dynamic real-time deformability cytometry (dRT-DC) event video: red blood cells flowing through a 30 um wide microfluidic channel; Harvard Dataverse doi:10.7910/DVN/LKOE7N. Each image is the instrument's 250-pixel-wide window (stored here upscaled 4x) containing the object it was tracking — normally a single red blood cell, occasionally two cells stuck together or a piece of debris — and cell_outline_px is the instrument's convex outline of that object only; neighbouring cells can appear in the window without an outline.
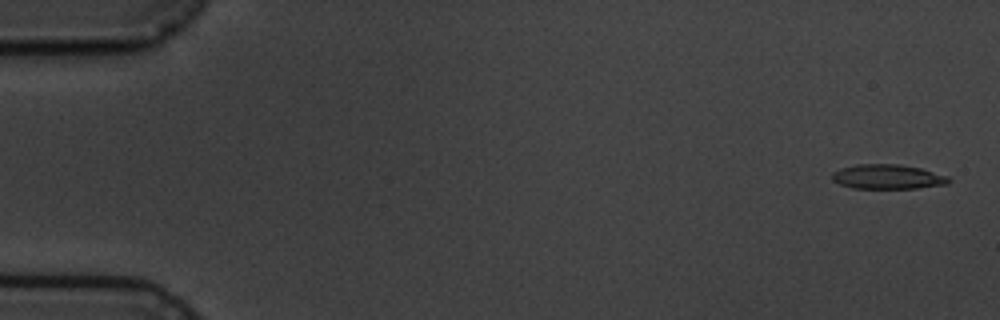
{"species": "common noctule bat (a hibernating species)", "species_latin": "Nyctalus noctula", "temperature_condition": "cold", "stored_images_in_passage": 11, "camera_frame_rate_fps": 3000, "um_per_image_px": 0.085, "animal": {"sex": "male", "body_mass_g": 19.5, "forearm_length_mm": 54.6}, "frame": {"image": 1, "passage_image": 1, "time_ms": 0.0, "image_size_px": [1000, 320], "cell_outline_px": [[952, 180], [948, 184], [916, 188], [852, 188], [840, 184], [832, 180], [832, 172], [840, 168], [856, 164], [900, 164], [920, 168], [948, 176]], "centroid_in_image_um": [75.44, 15.02], "position_along_channel_um": 9.6, "area_um2": 16.76}}
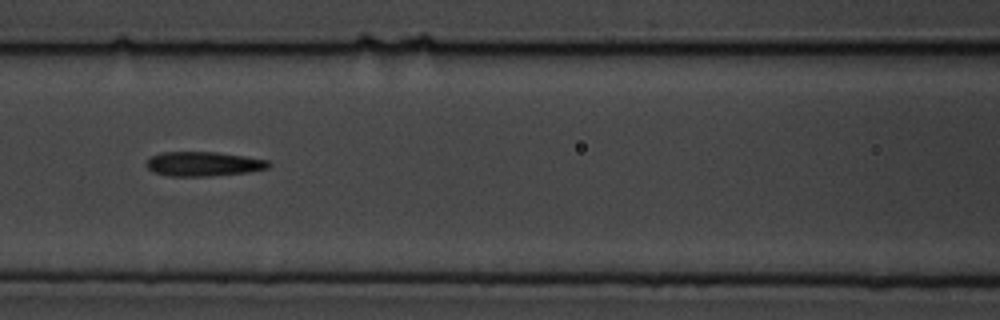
{"frame": {"image": 2, "passage_image": 7, "time_ms": 7.667, "image_size_px": [1000, 320], "cell_outline_px": [[272, 164], [268, 168], [248, 172], [208, 176], [168, 176], [152, 172], [144, 164], [152, 156], [160, 152], [216, 152], [244, 156], [268, 160]], "centroid_in_image_um": [17.27, 13.93], "position_along_channel_um": 149.3, "area_um2": 17.46}}
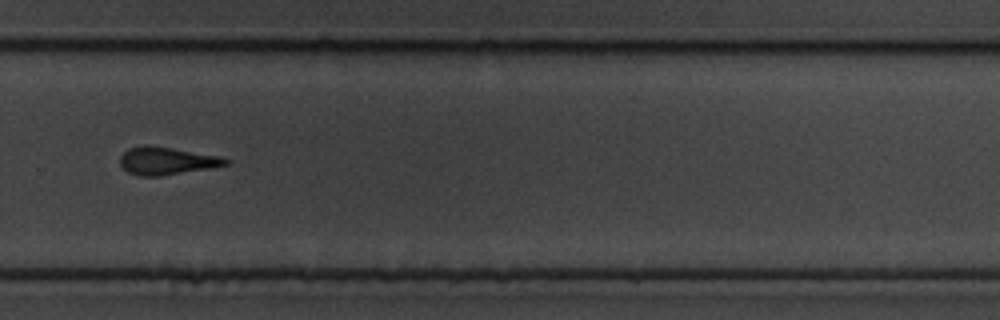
{"frame": {"image": 3, "passage_image": 11, "time_ms": 12.333, "image_size_px": [1000, 320], "cell_outline_px": [[232, 160], [228, 164], [212, 168], [160, 176], [140, 176], [128, 172], [120, 164], [120, 156], [128, 148], [144, 144], [148, 144], [220, 156]], "centroid_in_image_um": [14.17, 13.66], "position_along_channel_um": 315.6, "area_um2": 17.17}}